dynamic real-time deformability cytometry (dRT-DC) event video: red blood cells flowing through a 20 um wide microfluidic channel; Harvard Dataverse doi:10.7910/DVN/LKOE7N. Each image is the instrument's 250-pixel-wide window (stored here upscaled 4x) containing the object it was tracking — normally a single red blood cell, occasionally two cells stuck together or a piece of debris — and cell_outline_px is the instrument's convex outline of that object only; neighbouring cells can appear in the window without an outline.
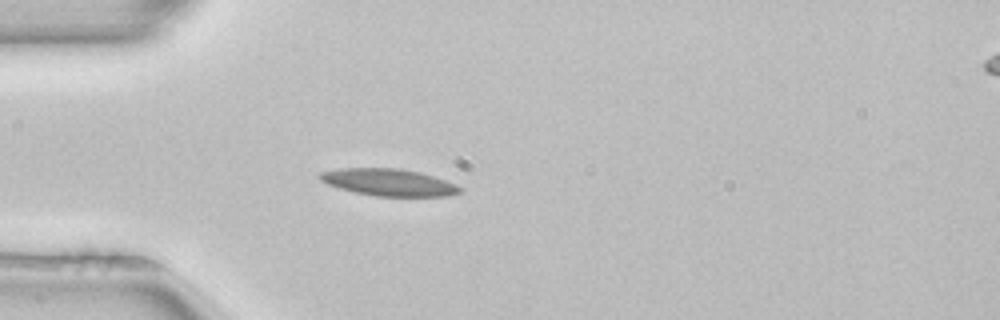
{"species": "common noctule bat (a hibernating species)", "species_latin": "Nyctalus noctula", "temperature_condition": "room temperature", "stored_images_in_passage": 38, "camera_frame_rate_fps": 3000, "um_per_image_px": 0.085, "animal": {"sex": "female", "body_mass_g": 22.7, "forearm_length_mm": 54.2}, "frame": {"image": 1, "passage_image": 1, "time_ms": 0.0, "image_size_px": [1000, 320], "cell_outline_px": [[464, 188], [460, 192], [448, 196], [376, 196], [356, 192], [340, 188], [328, 184], [320, 180], [316, 176], [320, 172], [340, 168], [400, 168], [420, 172], [456, 184]], "centroid_in_image_um": [33.04, 15.49], "position_along_channel_um": 52.0, "area_um2": 22.02}}
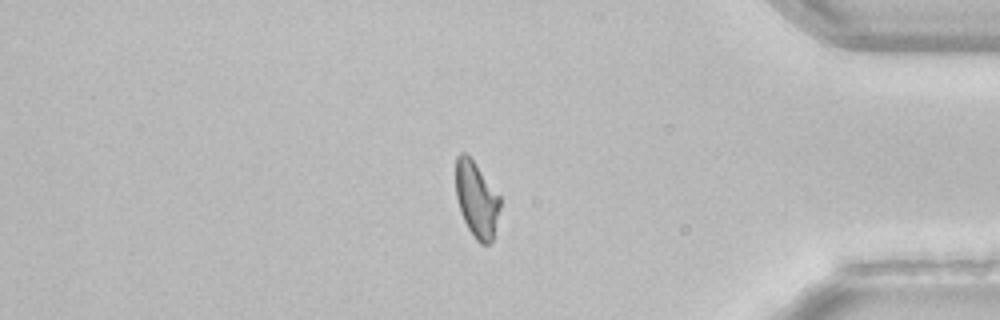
{"frame": {"image": 2, "passage_image": 30, "time_ms": 9.667, "image_size_px": [1000, 320], "cell_outline_px": [[500, 208], [492, 240], [488, 244], [480, 244], [476, 240], [468, 228], [460, 212], [456, 196], [456, 156], [460, 152], [464, 152], [472, 160], [500, 196]], "centroid_in_image_um": [40.49, 16.97], "position_along_channel_um": 394.7, "area_um2": 19.31}, "authors_computed_cell_mechanics": {"area_um2": 20.4323, "velocity_mm_per_s": 3.9559, "shape_relaxation_time_tau1_ms": 8.4963, "shape_relaxation_time_tau2_ms": null, "deformation_change_tau1": 0.2258, "deformation_change_tau2": null}}